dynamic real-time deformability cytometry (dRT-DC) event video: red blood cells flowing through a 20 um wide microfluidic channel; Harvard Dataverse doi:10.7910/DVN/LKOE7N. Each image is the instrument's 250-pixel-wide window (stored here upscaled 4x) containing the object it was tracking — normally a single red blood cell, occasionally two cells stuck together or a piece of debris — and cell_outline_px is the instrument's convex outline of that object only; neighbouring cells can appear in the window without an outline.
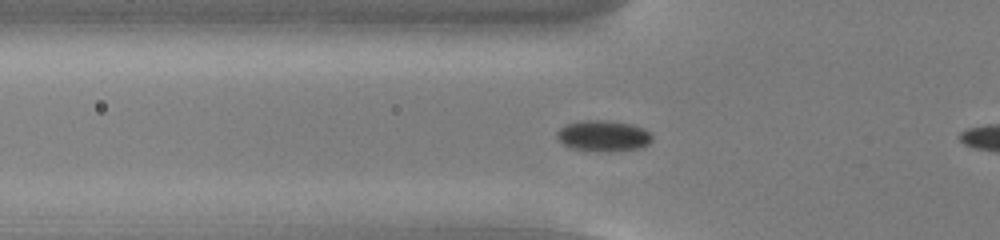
{"species": "common noctule bat (a hibernating species)", "species_latin": "Nyctalus noctula", "temperature_condition": "cold", "stored_images_in_passage": 48, "camera_frame_rate_fps": 3000, "um_per_image_px": 0.085, "animal": {"sex": "male", "body_mass_g": 13.0, "forearm_length_mm": 53.1}, "frame": {"image": 1, "passage_image": 19, "time_ms": 6.0, "image_size_px": [1000, 240], "cell_outline_px": [[652, 140], [648, 144], [640, 148], [612, 152], [608, 152], [572, 148], [564, 144], [556, 136], [556, 132], [564, 124], [580, 120], [600, 120], [632, 124], [644, 128], [652, 136]], "centroid_in_image_um": [51.28, 11.54], "position_along_channel_um": 74.5, "area_um2": 17.22}}
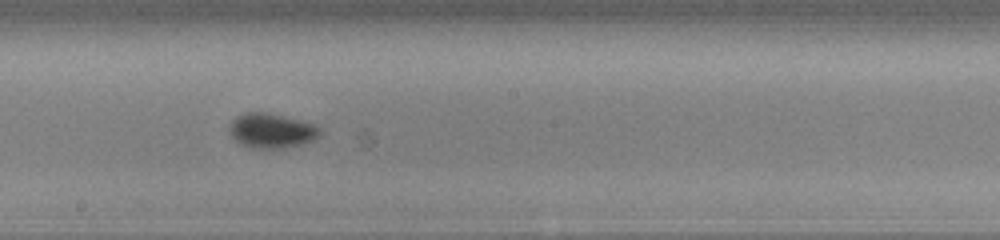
{"frame": {"image": 2, "passage_image": 31, "time_ms": 10.0, "image_size_px": [1000, 240], "cell_outline_px": [[320, 136], [312, 140], [300, 144], [280, 148], [248, 148], [240, 144], [228, 132], [228, 124], [236, 116], [248, 112], [264, 112], [300, 120], [312, 124], [320, 128]], "centroid_in_image_um": [23.02, 11.11], "position_along_channel_um": 225.2, "area_um2": 18.21}}
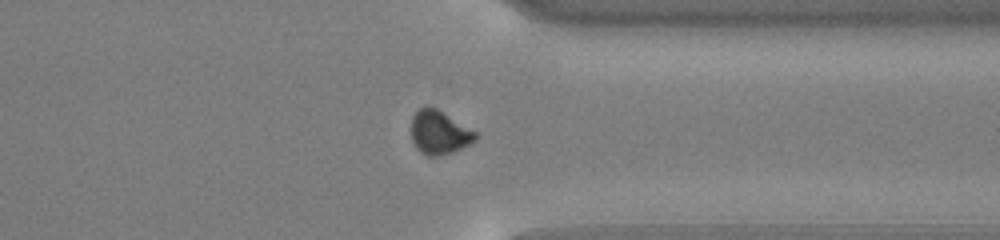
{"frame": {"image": 3, "passage_image": 43, "time_ms": 14.0, "image_size_px": [1000, 240], "cell_outline_px": [[476, 140], [452, 152], [436, 156], [428, 156], [420, 152], [416, 148], [412, 140], [412, 116], [420, 108], [428, 104], [436, 108], [476, 132]], "centroid_in_image_um": [37.3, 11.25], "position_along_channel_um": 374.1, "area_um2": 16.13}}